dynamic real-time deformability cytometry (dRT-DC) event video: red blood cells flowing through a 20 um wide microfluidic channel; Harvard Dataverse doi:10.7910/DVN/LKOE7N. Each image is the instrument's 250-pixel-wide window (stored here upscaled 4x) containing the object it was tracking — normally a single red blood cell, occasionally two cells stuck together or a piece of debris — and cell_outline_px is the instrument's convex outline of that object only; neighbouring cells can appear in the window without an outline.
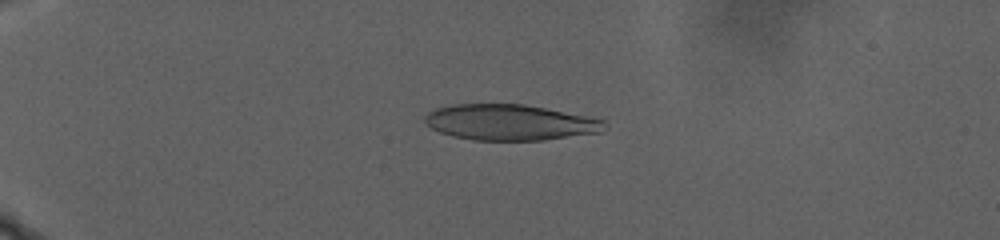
{"species": "human", "species_latin": "Homo sapiens", "temperature_condition": "warm", "stored_images_in_passage": 107, "camera_frame_rate_fps": 3000, "um_per_image_px": 0.085, "donor": {"sex": "male"}, "frame": {"image": 1, "passage_image": 30, "time_ms": 9.667, "image_size_px": [1000, 240], "cell_outline_px": [[608, 128], [600, 132], [544, 140], [472, 140], [452, 136], [440, 132], [424, 124], [424, 116], [428, 112], [436, 108], [456, 104], [524, 104], [604, 120], [608, 124]], "centroid_in_image_um": [43.32, 10.41], "position_along_channel_um": 41.7, "area_um2": 37.4}}
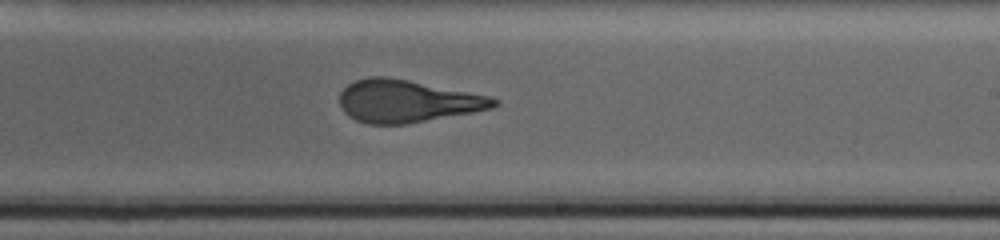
{"frame": {"image": 2, "passage_image": 71, "time_ms": 23.333, "image_size_px": [1000, 240], "cell_outline_px": [[500, 104], [492, 108], [472, 112], [408, 124], [368, 124], [356, 120], [348, 116], [344, 112], [340, 104], [340, 92], [348, 84], [356, 80], [368, 76], [384, 76], [408, 80], [488, 96], [500, 100]], "centroid_in_image_um": [34.58, 8.6], "position_along_channel_um": 254.4, "area_um2": 37.97}}
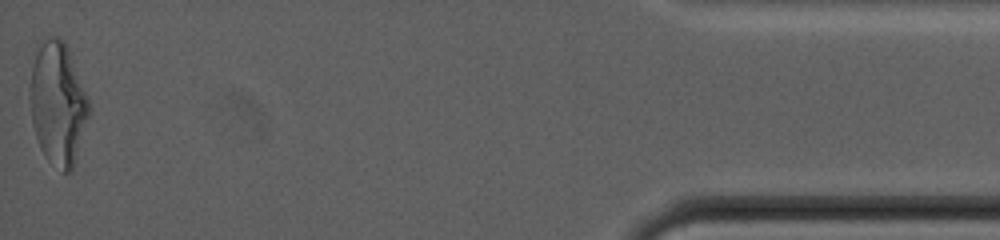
{"frame": {"image": 3, "passage_image": 107, "time_ms": 35.333, "image_size_px": [1000, 240], "cell_outline_px": [[88, 116], [72, 168], [68, 172], [64, 172], [48, 160], [44, 156], [40, 148], [32, 124], [28, 96], [32, 68], [36, 56], [44, 40], [48, 36], [52, 36], [64, 40], [68, 48], [88, 96]], "centroid_in_image_um": [4.89, 8.79], "position_along_channel_um": 430.3, "area_um2": 41.44}, "authors_computed_cell_mechanics": {"area_um2": 39.2462, "velocity_mm_per_s": 2.0626, "shape_relaxation_time_tau1_ms": null, "shape_relaxation_time_tau2_ms": 2.1152, "deformation_change_tau1": null, "deformation_change_tau2": 0.1073}}